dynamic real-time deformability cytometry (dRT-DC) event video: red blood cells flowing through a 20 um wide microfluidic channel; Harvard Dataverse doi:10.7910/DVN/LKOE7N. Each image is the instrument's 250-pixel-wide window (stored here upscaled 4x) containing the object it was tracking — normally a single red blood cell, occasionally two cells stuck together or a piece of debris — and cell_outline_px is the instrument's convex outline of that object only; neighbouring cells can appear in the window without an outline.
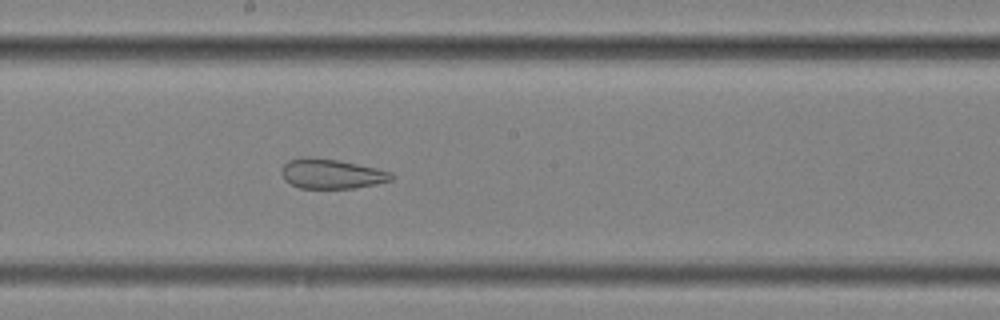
{"species": "common noctule bat (a hibernating species)", "species_latin": "Nyctalus noctula", "temperature_condition": "cold", "stored_images_in_passage": 44, "camera_frame_rate_fps": 3000, "um_per_image_px": 0.085, "animal": {"sex": "female", "body_mass_g": 25.1}, "frame": {"image": 1, "passage_image": 19, "time_ms": 6.0, "image_size_px": [1000, 320], "cell_outline_px": [[396, 176], [392, 180], [376, 184], [352, 188], [300, 188], [284, 180], [280, 172], [280, 168], [288, 160], [304, 156], [312, 156], [340, 160], [376, 168], [392, 172]], "centroid_in_image_um": [28.16, 14.75], "position_along_channel_um": 220.0, "area_um2": 19.36}, "authors_computed_cell_mechanics": {"area_um2": 26.3857, "velocity_mm_per_s": 3.6285, "shape_relaxation_time_tau1_ms": null, "shape_relaxation_time_tau2_ms": 2.2761, "deformation_change_tau1": null, "deformation_change_tau2": 0.1055}}